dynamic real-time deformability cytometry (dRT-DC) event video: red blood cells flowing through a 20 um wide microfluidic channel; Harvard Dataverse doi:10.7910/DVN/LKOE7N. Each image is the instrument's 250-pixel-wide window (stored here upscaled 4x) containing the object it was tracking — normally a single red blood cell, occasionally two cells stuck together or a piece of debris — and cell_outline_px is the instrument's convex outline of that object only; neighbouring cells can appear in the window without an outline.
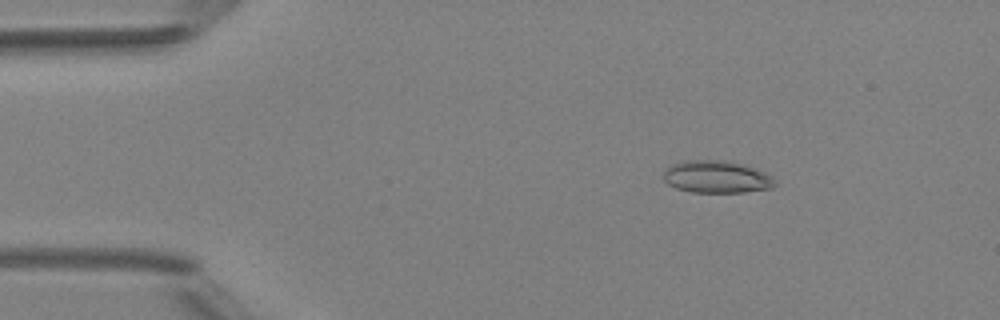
{"species": "Egyptian fruit bat (a non-hibernating species)", "species_latin": "Rousettus aegyptiacus", "temperature_condition": "room temperature", "stored_images_in_passage": 5, "camera_frame_rate_fps": 3000, "um_per_image_px": 0.085, "animal": {"sex": "female"}, "frame": {"image": 1, "passage_image": 3, "time_ms": 2.333, "image_size_px": [1000, 320], "cell_outline_px": [[776, 184], [772, 188], [744, 192], [692, 192], [676, 188], [668, 184], [664, 180], [664, 172], [672, 164], [684, 160], [728, 160], [744, 164], [764, 172], [772, 176], [776, 180]], "centroid_in_image_um": [60.93, 15.03], "position_along_channel_um": 24.1, "area_um2": 21.1}}